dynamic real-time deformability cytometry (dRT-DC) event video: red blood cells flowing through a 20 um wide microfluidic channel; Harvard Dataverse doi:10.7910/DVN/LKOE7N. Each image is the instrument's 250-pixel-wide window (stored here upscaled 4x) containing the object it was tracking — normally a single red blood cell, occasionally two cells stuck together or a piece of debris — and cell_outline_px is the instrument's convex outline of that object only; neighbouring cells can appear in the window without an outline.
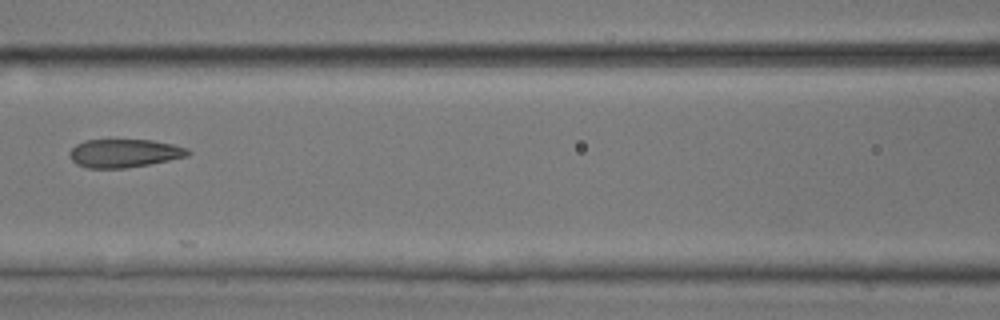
{"species": "common noctule bat (a hibernating species)", "species_latin": "Nyctalus noctula", "temperature_condition": "room temperature", "stored_images_in_passage": 7, "camera_frame_rate_fps": 3000, "um_per_image_px": 0.085, "animal": {"sex": "male", "body_mass_g": 17.9, "forearm_length_mm": 54.2}, "frame": {"image": 1, "passage_image": 6, "time_ms": 1.667, "image_size_px": [1000, 320], "cell_outline_px": [[192, 152], [188, 156], [148, 164], [124, 168], [88, 168], [76, 164], [68, 156], [68, 152], [76, 144], [84, 140], [152, 140], [172, 144], [188, 148]], "centroid_in_image_um": [10.54, 13.02], "position_along_channel_um": 156.1, "area_um2": 19.54}}